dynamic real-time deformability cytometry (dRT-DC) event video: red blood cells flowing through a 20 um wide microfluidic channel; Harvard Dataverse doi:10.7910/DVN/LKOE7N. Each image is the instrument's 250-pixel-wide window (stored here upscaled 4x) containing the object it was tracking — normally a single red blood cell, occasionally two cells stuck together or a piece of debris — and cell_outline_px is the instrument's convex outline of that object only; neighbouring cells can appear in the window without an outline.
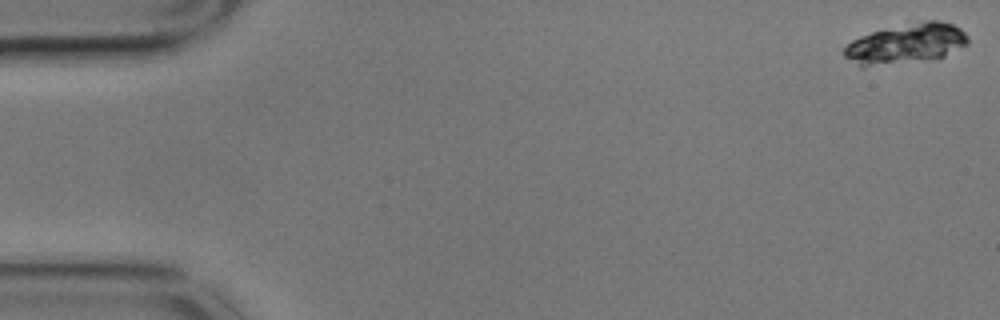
{"species": "common noctule bat (a hibernating species)", "species_latin": "Nyctalus noctula", "temperature_condition": "cold", "stored_images_in_passage": 57, "camera_frame_rate_fps": 3000, "um_per_image_px": 0.085, "animal": {"sex": "male", "body_mass_g": 17.9}, "frame": {"image": 1, "passage_image": 1, "time_ms": 0.0, "image_size_px": [1000, 320], "cell_outline_px": [[968, 44], [944, 56], [860, 68], [844, 56], [844, 48], [852, 40], [860, 36], [872, 32], [928, 20], [940, 20], [952, 24], [960, 28], [968, 36]], "centroid_in_image_um": [77.0, 3.72], "position_along_channel_um": 8.0, "area_um2": 28.26}}
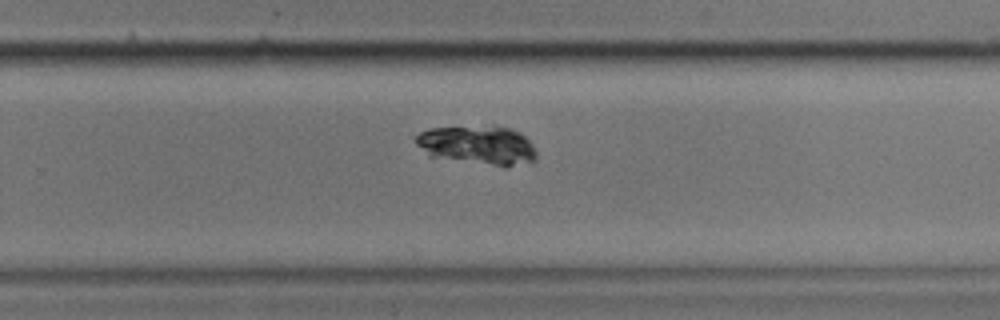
{"frame": {"image": 2, "passage_image": 37, "time_ms": 12.0, "image_size_px": [1000, 320], "cell_outline_px": [[536, 160], [532, 164], [508, 168], [504, 168], [428, 156], [416, 144], [416, 136], [420, 132], [428, 128], [508, 128], [524, 136], [532, 144], [536, 152]], "centroid_in_image_um": [40.65, 12.42], "position_along_channel_um": 289.2, "area_um2": 27.28}}
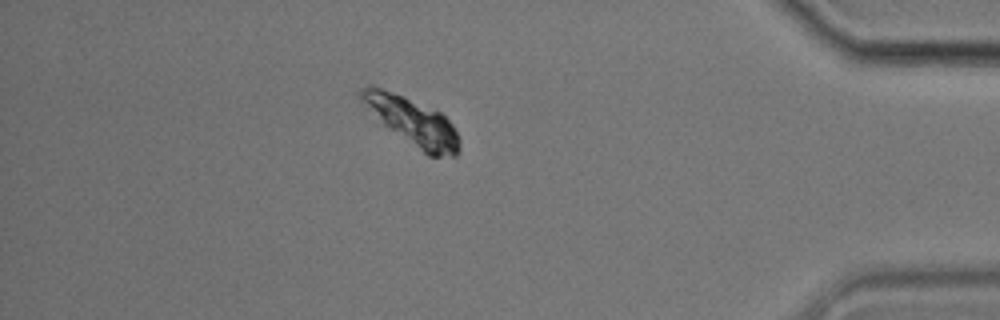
{"frame": {"image": 3, "passage_image": 50, "time_ms": 16.333, "image_size_px": [1000, 320], "cell_outline_px": [[460, 152], [456, 156], [428, 156], [388, 128], [360, 100], [356, 92], [360, 88], [368, 84], [372, 84], [404, 96], [440, 112], [452, 124], [460, 140]], "centroid_in_image_um": [35.04, 10.31], "position_along_channel_um": 400.2, "area_um2": 27.17}, "authors_computed_cell_mechanics": {"area_um2": 27.744, "velocity_mm_per_s": 3.4405, "shape_relaxation_time_tau1_ms": 1.412, "shape_relaxation_time_tau2_ms": null, "deformation_change_tau1": 0.0461, "deformation_change_tau2": null}}